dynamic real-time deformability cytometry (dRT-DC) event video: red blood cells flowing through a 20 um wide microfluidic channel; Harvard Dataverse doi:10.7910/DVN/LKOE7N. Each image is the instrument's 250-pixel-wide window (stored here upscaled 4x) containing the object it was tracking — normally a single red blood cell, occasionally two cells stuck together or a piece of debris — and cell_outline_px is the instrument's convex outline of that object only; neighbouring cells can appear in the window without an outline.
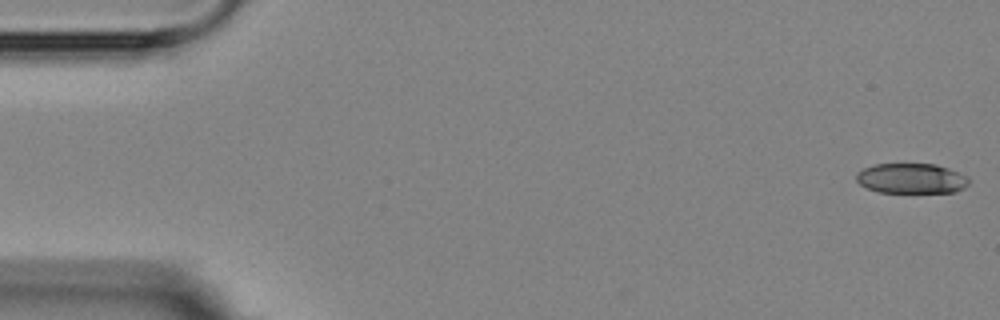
{"species": "Egyptian fruit bat (a non-hibernating species)", "species_latin": "Rousettus aegyptiacus", "temperature_condition": "room temperature", "stored_images_in_passage": 5, "camera_frame_rate_fps": 3000, "um_per_image_px": 0.085, "animal": {"sex": "female"}, "frame": {"image": 1, "passage_image": 1, "time_ms": 0.0, "image_size_px": [1000, 320], "cell_outline_px": [[968, 184], [964, 188], [956, 192], [876, 192], [860, 184], [856, 180], [856, 172], [864, 168], [876, 164], [936, 164], [948, 168], [968, 176]], "centroid_in_image_um": [77.47, 15.17], "position_along_channel_um": 7.5, "area_um2": 19.77}}